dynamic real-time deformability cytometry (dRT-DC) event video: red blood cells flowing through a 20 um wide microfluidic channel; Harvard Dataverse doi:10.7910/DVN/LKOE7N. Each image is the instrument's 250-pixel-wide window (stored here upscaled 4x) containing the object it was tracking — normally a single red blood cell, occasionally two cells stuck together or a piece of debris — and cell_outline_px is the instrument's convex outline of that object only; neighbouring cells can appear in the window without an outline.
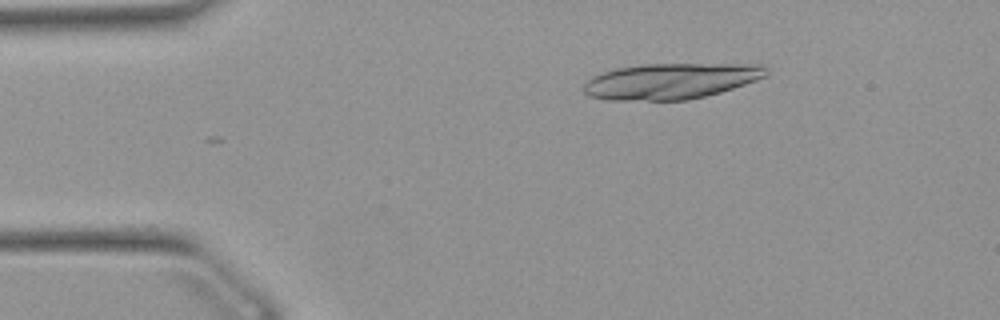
{"species": "Egyptian fruit bat (a non-hibernating species)", "species_latin": "Rousettus aegyptiacus", "temperature_condition": "warm", "stored_images_in_passage": 19, "camera_frame_rate_fps": 3000, "um_per_image_px": 0.085, "animal": {"sex": "female"}, "frame": {"image": 1, "passage_image": 1, "time_ms": 0.0, "image_size_px": [1000, 320], "cell_outline_px": [[768, 76], [720, 92], [688, 100], [608, 100], [588, 96], [584, 92], [584, 84], [592, 76], [616, 68], [644, 64], [764, 64], [768, 68]], "centroid_in_image_um": [57.03, 6.89], "position_along_channel_um": 28.0, "area_um2": 38.15}}
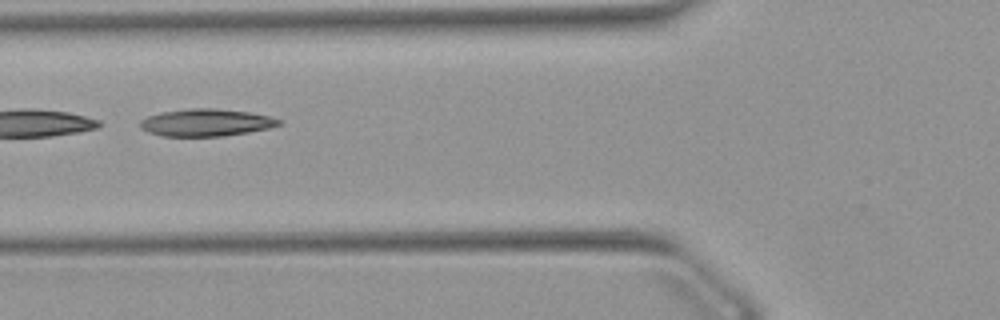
{"frame": {"image": 2, "passage_image": 12, "time_ms": 3.667, "image_size_px": [1000, 320], "cell_outline_px": [[284, 120], [280, 124], [268, 128], [248, 132], [224, 136], [160, 136], [148, 132], [140, 128], [140, 120], [148, 116], [160, 112], [192, 108], [216, 108], [248, 112], [272, 116]], "centroid_in_image_um": [17.52, 10.41], "position_along_channel_um": 108.3, "area_um2": 22.2}}
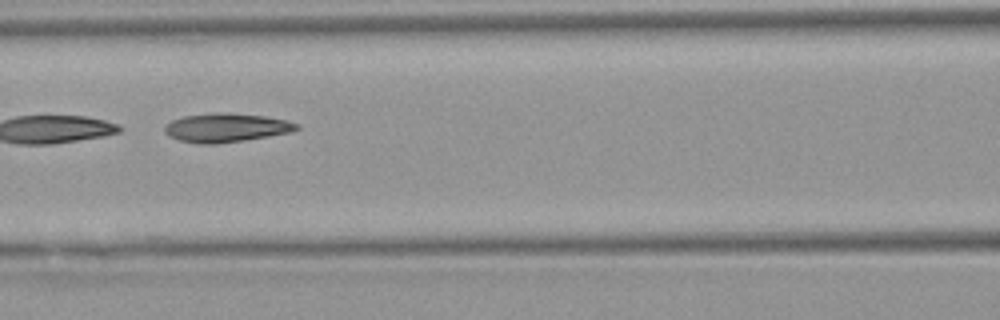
{"frame": {"image": 3, "passage_image": 15, "time_ms": 4.667, "image_size_px": [1000, 320], "cell_outline_px": [[300, 128], [292, 132], [244, 140], [216, 144], [196, 144], [180, 140], [168, 136], [164, 132], [164, 128], [172, 120], [184, 116], [212, 112], [228, 112], [264, 116], [284, 120], [300, 124]], "centroid_in_image_um": [19.21, 10.85], "position_along_channel_um": 147.4, "area_um2": 22.25}}